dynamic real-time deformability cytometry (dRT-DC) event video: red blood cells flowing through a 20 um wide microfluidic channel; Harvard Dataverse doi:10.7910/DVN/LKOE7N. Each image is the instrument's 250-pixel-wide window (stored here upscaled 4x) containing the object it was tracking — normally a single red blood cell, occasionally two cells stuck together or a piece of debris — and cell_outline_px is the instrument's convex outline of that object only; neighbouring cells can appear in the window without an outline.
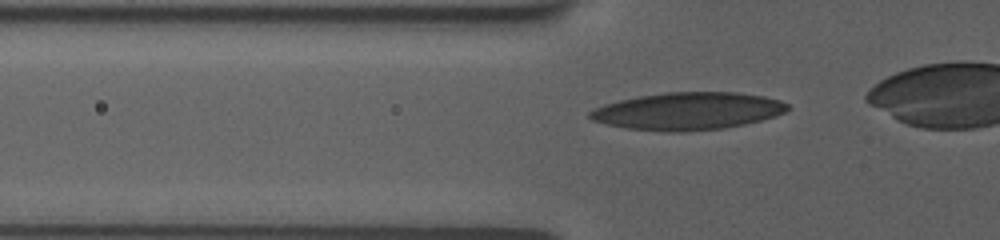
{"species": "human", "species_latin": "Homo sapiens", "temperature_condition": "room temperature", "stored_images_in_passage": 36, "camera_frame_rate_fps": 3000, "um_per_image_px": 0.085, "donor": {"sex": "female"}, "frame": {"image": 1, "passage_image": 19, "time_ms": 3.333, "image_size_px": [1000, 240], "cell_outline_px": [[792, 108], [776, 116], [744, 124], [724, 128], [680, 132], [664, 132], [628, 128], [608, 124], [592, 120], [588, 116], [588, 112], [604, 104], [620, 100], [640, 96], [668, 92], [736, 92], [764, 96], [780, 100], [788, 104]], "centroid_in_image_um": [58.5, 9.44], "position_along_channel_um": 67.3, "area_um2": 43.06}}
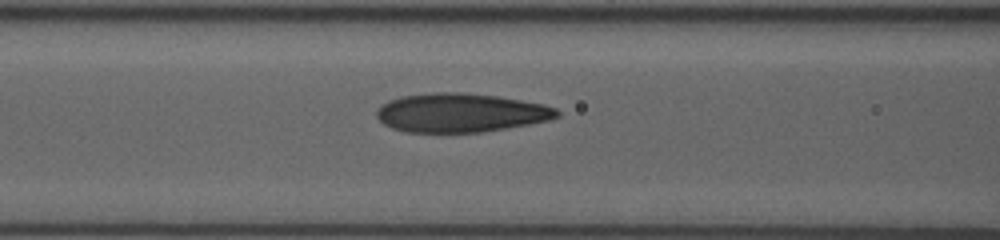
{"frame": {"image": 2, "passage_image": 29, "time_ms": 5.0, "image_size_px": [1000, 240], "cell_outline_px": [[560, 116], [548, 120], [528, 124], [484, 132], [404, 132], [392, 128], [384, 124], [376, 116], [376, 112], [388, 100], [400, 96], [436, 92], [464, 92], [496, 96], [544, 104], [556, 108], [560, 112]], "centroid_in_image_um": [39.16, 9.58], "position_along_channel_um": 127.4, "area_um2": 40.81}}